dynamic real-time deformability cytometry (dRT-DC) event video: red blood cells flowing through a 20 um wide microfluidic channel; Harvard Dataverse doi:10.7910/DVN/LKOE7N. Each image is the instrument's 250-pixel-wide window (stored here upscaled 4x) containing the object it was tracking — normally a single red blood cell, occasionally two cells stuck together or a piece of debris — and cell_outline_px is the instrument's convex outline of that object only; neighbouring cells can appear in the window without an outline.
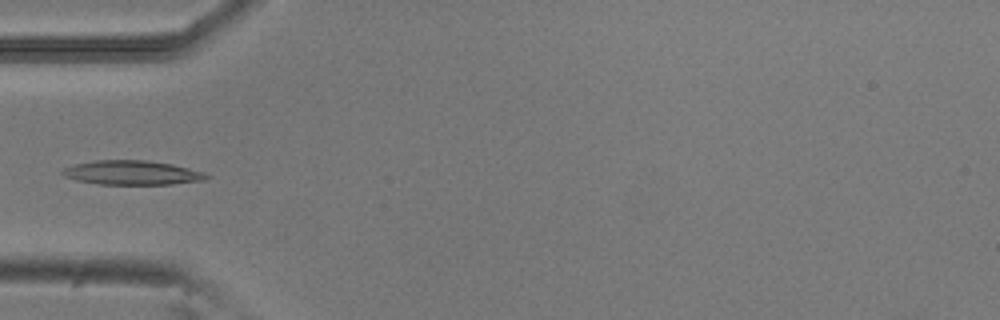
{"species": "common noctule bat (a hibernating species)", "species_latin": "Nyctalus noctula", "temperature_condition": "room temperature", "stored_images_in_passage": 2, "camera_frame_rate_fps": 3000, "um_per_image_px": 0.085, "animal": {"sex": "male", "body_mass_g": 20.5, "forearm_length_mm": 52.5}, "frame": {"image": 1, "passage_image": 2, "time_ms": 0.333, "image_size_px": [1000, 320], "cell_outline_px": [[212, 176], [204, 180], [172, 184], [100, 184], [76, 180], [64, 176], [60, 172], [64, 168], [76, 164], [96, 160], [144, 160], [172, 164], [204, 172]], "centroid_in_image_um": [11.24, 14.68], "position_along_channel_um": 73.8, "area_um2": 20.23}}